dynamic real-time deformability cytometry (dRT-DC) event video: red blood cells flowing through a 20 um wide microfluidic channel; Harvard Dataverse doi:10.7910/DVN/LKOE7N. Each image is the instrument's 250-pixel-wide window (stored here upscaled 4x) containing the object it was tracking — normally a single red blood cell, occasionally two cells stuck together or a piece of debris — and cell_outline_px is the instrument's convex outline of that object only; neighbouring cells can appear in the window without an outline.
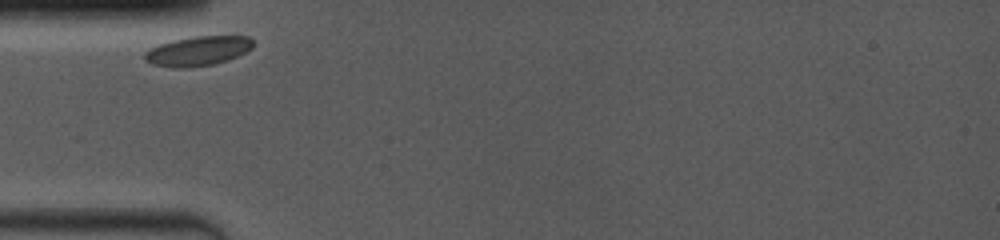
{"species": "common noctule bat (a hibernating species)", "species_latin": "Nyctalus noctula", "temperature_condition": "room temperature", "stored_images_in_passage": 24, "camera_frame_rate_fps": 4000, "um_per_image_px": 0.085, "animal": {"sex": "female", "body_mass_g": 19.0, "forearm_length_mm": 53.3}, "frame": {"image": 1, "passage_image": 1, "time_ms": 0.0, "image_size_px": [1000, 240], "cell_outline_px": [[252, 48], [228, 60], [212, 64], [188, 68], [172, 68], [152, 64], [144, 60], [144, 52], [160, 44], [172, 40], [196, 36], [248, 36], [252, 40]], "centroid_in_image_um": [16.78, 4.34], "position_along_channel_um": 68.2, "area_um2": 18.55}}
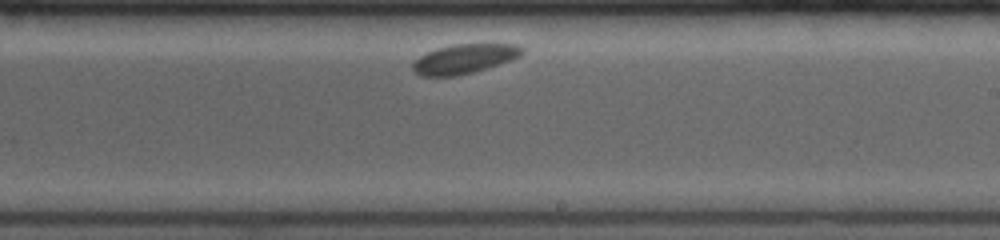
{"frame": {"image": 2, "passage_image": 14, "time_ms": 5.25, "image_size_px": [1000, 240], "cell_outline_px": [[524, 52], [520, 56], [512, 60], [472, 72], [456, 76], [420, 76], [412, 68], [412, 64], [420, 56], [436, 48], [452, 44], [516, 44], [524, 48]], "centroid_in_image_um": [39.48, 4.99], "position_along_channel_um": 249.5, "area_um2": 18.67}}
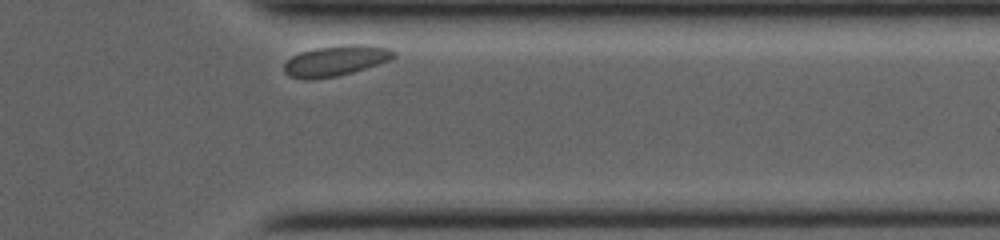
{"frame": {"image": 3, "passage_image": 24, "time_ms": 9.0, "image_size_px": [1000, 240], "cell_outline_px": [[396, 56], [388, 60], [352, 72], [336, 76], [308, 80], [304, 80], [288, 76], [284, 72], [284, 64], [292, 56], [300, 52], [316, 48], [348, 44], [368, 44], [388, 48], [396, 52]], "centroid_in_image_um": [28.51, 5.15], "position_along_channel_um": 382.9, "area_um2": 19.42}}